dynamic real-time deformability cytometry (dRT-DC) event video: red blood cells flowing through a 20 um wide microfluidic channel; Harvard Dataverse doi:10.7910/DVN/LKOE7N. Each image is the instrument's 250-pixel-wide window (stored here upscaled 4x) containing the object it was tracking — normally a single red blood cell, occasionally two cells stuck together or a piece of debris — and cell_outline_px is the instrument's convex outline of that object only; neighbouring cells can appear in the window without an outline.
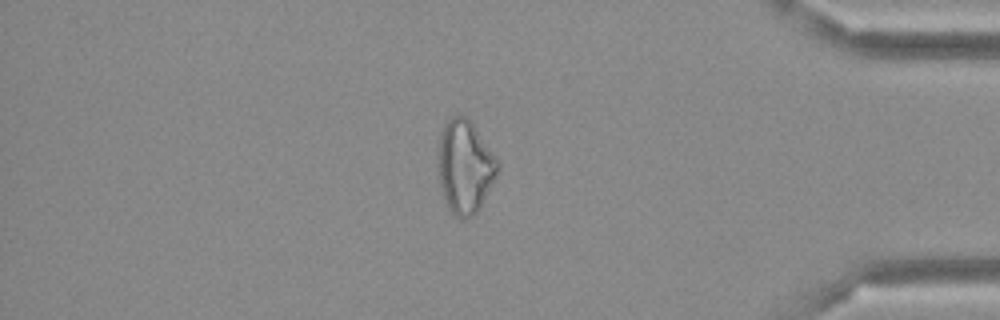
{"species": "Egyptian fruit bat (a non-hibernating species)", "species_latin": "Rousettus aegyptiacus", "temperature_condition": "cold", "stored_images_in_passage": 48, "camera_frame_rate_fps": 3000, "um_per_image_px": 0.085, "frame": {"image": 1, "passage_image": 41, "time_ms": 13.333, "image_size_px": [1000, 320], "cell_outline_px": [[500, 168], [480, 208], [468, 220], [460, 220], [452, 212], [444, 200], [440, 184], [436, 164], [440, 132], [444, 124], [452, 116], [464, 116], [472, 120], [496, 156], [500, 164]], "centroid_in_image_um": [39.51, 14.16], "position_along_channel_um": 395.7, "area_um2": 33.06}}